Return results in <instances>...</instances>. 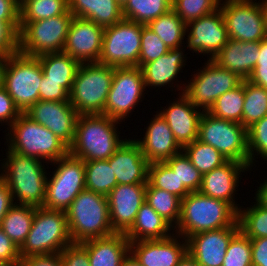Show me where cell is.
Masks as SVG:
<instances>
[{
  "instance_id": "cell-1",
  "label": "cell",
  "mask_w": 267,
  "mask_h": 266,
  "mask_svg": "<svg viewBox=\"0 0 267 266\" xmlns=\"http://www.w3.org/2000/svg\"><path fill=\"white\" fill-rule=\"evenodd\" d=\"M1 162L0 177L7 183L13 201L18 205L43 207L46 198L47 170L44 162L31 156H24L6 149ZM43 162V164H42ZM46 170V171H45ZM19 201V202H18Z\"/></svg>"
},
{
  "instance_id": "cell-2",
  "label": "cell",
  "mask_w": 267,
  "mask_h": 266,
  "mask_svg": "<svg viewBox=\"0 0 267 266\" xmlns=\"http://www.w3.org/2000/svg\"><path fill=\"white\" fill-rule=\"evenodd\" d=\"M119 121L103 114L79 115L69 154L84 160H108L126 140L120 138Z\"/></svg>"
},
{
  "instance_id": "cell-3",
  "label": "cell",
  "mask_w": 267,
  "mask_h": 266,
  "mask_svg": "<svg viewBox=\"0 0 267 266\" xmlns=\"http://www.w3.org/2000/svg\"><path fill=\"white\" fill-rule=\"evenodd\" d=\"M238 212L228 203L190 192L181 200V216L174 234L185 239L205 231L231 227L237 222Z\"/></svg>"
},
{
  "instance_id": "cell-4",
  "label": "cell",
  "mask_w": 267,
  "mask_h": 266,
  "mask_svg": "<svg viewBox=\"0 0 267 266\" xmlns=\"http://www.w3.org/2000/svg\"><path fill=\"white\" fill-rule=\"evenodd\" d=\"M65 213L73 243L115 234L111 227L108 199L104 195L84 189Z\"/></svg>"
},
{
  "instance_id": "cell-5",
  "label": "cell",
  "mask_w": 267,
  "mask_h": 266,
  "mask_svg": "<svg viewBox=\"0 0 267 266\" xmlns=\"http://www.w3.org/2000/svg\"><path fill=\"white\" fill-rule=\"evenodd\" d=\"M7 129L5 143L18 154L35 157L49 164L69 153V148L54 133L24 113Z\"/></svg>"
},
{
  "instance_id": "cell-6",
  "label": "cell",
  "mask_w": 267,
  "mask_h": 266,
  "mask_svg": "<svg viewBox=\"0 0 267 266\" xmlns=\"http://www.w3.org/2000/svg\"><path fill=\"white\" fill-rule=\"evenodd\" d=\"M114 70L99 62L80 64L69 93L70 104L79 115L103 114Z\"/></svg>"
},
{
  "instance_id": "cell-7",
  "label": "cell",
  "mask_w": 267,
  "mask_h": 266,
  "mask_svg": "<svg viewBox=\"0 0 267 266\" xmlns=\"http://www.w3.org/2000/svg\"><path fill=\"white\" fill-rule=\"evenodd\" d=\"M65 211L35 209L30 231L19 248L20 257L60 253L72 244Z\"/></svg>"
},
{
  "instance_id": "cell-8",
  "label": "cell",
  "mask_w": 267,
  "mask_h": 266,
  "mask_svg": "<svg viewBox=\"0 0 267 266\" xmlns=\"http://www.w3.org/2000/svg\"><path fill=\"white\" fill-rule=\"evenodd\" d=\"M42 76L41 64L36 56L24 55L19 51L8 56L3 87L21 113L39 100Z\"/></svg>"
},
{
  "instance_id": "cell-9",
  "label": "cell",
  "mask_w": 267,
  "mask_h": 266,
  "mask_svg": "<svg viewBox=\"0 0 267 266\" xmlns=\"http://www.w3.org/2000/svg\"><path fill=\"white\" fill-rule=\"evenodd\" d=\"M198 140L214 147L228 161L241 162L250 168L247 129L242 124L204 111L199 122Z\"/></svg>"
},
{
  "instance_id": "cell-10",
  "label": "cell",
  "mask_w": 267,
  "mask_h": 266,
  "mask_svg": "<svg viewBox=\"0 0 267 266\" xmlns=\"http://www.w3.org/2000/svg\"><path fill=\"white\" fill-rule=\"evenodd\" d=\"M52 163L56 168L52 175L47 177L43 208L65 211L85 189L84 160L68 153Z\"/></svg>"
},
{
  "instance_id": "cell-11",
  "label": "cell",
  "mask_w": 267,
  "mask_h": 266,
  "mask_svg": "<svg viewBox=\"0 0 267 266\" xmlns=\"http://www.w3.org/2000/svg\"><path fill=\"white\" fill-rule=\"evenodd\" d=\"M203 67L197 70L188 84H182L184 87L178 84L176 87L195 107L208 111L218 97L237 87L242 79L213 60L208 59Z\"/></svg>"
},
{
  "instance_id": "cell-12",
  "label": "cell",
  "mask_w": 267,
  "mask_h": 266,
  "mask_svg": "<svg viewBox=\"0 0 267 266\" xmlns=\"http://www.w3.org/2000/svg\"><path fill=\"white\" fill-rule=\"evenodd\" d=\"M142 24L122 19L104 28L99 63L113 67H139Z\"/></svg>"
},
{
  "instance_id": "cell-13",
  "label": "cell",
  "mask_w": 267,
  "mask_h": 266,
  "mask_svg": "<svg viewBox=\"0 0 267 266\" xmlns=\"http://www.w3.org/2000/svg\"><path fill=\"white\" fill-rule=\"evenodd\" d=\"M73 15L27 22L19 31V52L28 56L62 52Z\"/></svg>"
},
{
  "instance_id": "cell-14",
  "label": "cell",
  "mask_w": 267,
  "mask_h": 266,
  "mask_svg": "<svg viewBox=\"0 0 267 266\" xmlns=\"http://www.w3.org/2000/svg\"><path fill=\"white\" fill-rule=\"evenodd\" d=\"M219 7L229 39L260 42L267 37L261 2H257V0H221Z\"/></svg>"
},
{
  "instance_id": "cell-15",
  "label": "cell",
  "mask_w": 267,
  "mask_h": 266,
  "mask_svg": "<svg viewBox=\"0 0 267 266\" xmlns=\"http://www.w3.org/2000/svg\"><path fill=\"white\" fill-rule=\"evenodd\" d=\"M145 89L140 67H115L103 115L122 122L145 97Z\"/></svg>"
},
{
  "instance_id": "cell-16",
  "label": "cell",
  "mask_w": 267,
  "mask_h": 266,
  "mask_svg": "<svg viewBox=\"0 0 267 266\" xmlns=\"http://www.w3.org/2000/svg\"><path fill=\"white\" fill-rule=\"evenodd\" d=\"M24 114L48 128L68 148L72 145L79 114L70 101L38 100Z\"/></svg>"
},
{
  "instance_id": "cell-17",
  "label": "cell",
  "mask_w": 267,
  "mask_h": 266,
  "mask_svg": "<svg viewBox=\"0 0 267 266\" xmlns=\"http://www.w3.org/2000/svg\"><path fill=\"white\" fill-rule=\"evenodd\" d=\"M187 48L212 60L226 45L228 34L220 7L186 25ZM192 27V28H191Z\"/></svg>"
},
{
  "instance_id": "cell-18",
  "label": "cell",
  "mask_w": 267,
  "mask_h": 266,
  "mask_svg": "<svg viewBox=\"0 0 267 266\" xmlns=\"http://www.w3.org/2000/svg\"><path fill=\"white\" fill-rule=\"evenodd\" d=\"M104 28L95 22L73 17L62 52L80 63L98 62L103 42Z\"/></svg>"
},
{
  "instance_id": "cell-19",
  "label": "cell",
  "mask_w": 267,
  "mask_h": 266,
  "mask_svg": "<svg viewBox=\"0 0 267 266\" xmlns=\"http://www.w3.org/2000/svg\"><path fill=\"white\" fill-rule=\"evenodd\" d=\"M146 184H117L109 195L111 227L115 233H126L133 225L137 212L146 202Z\"/></svg>"
},
{
  "instance_id": "cell-20",
  "label": "cell",
  "mask_w": 267,
  "mask_h": 266,
  "mask_svg": "<svg viewBox=\"0 0 267 266\" xmlns=\"http://www.w3.org/2000/svg\"><path fill=\"white\" fill-rule=\"evenodd\" d=\"M240 231L238 221L231 227L189 236L187 253L200 266H222L231 239Z\"/></svg>"
},
{
  "instance_id": "cell-21",
  "label": "cell",
  "mask_w": 267,
  "mask_h": 266,
  "mask_svg": "<svg viewBox=\"0 0 267 266\" xmlns=\"http://www.w3.org/2000/svg\"><path fill=\"white\" fill-rule=\"evenodd\" d=\"M130 253L142 266H177L187 254V241L174 233L161 240L133 241Z\"/></svg>"
},
{
  "instance_id": "cell-22",
  "label": "cell",
  "mask_w": 267,
  "mask_h": 266,
  "mask_svg": "<svg viewBox=\"0 0 267 266\" xmlns=\"http://www.w3.org/2000/svg\"><path fill=\"white\" fill-rule=\"evenodd\" d=\"M158 113L166 120L175 140L183 148L198 139L199 122L204 111L195 107L184 93ZM167 107V108H166Z\"/></svg>"
},
{
  "instance_id": "cell-23",
  "label": "cell",
  "mask_w": 267,
  "mask_h": 266,
  "mask_svg": "<svg viewBox=\"0 0 267 266\" xmlns=\"http://www.w3.org/2000/svg\"><path fill=\"white\" fill-rule=\"evenodd\" d=\"M250 168L241 162L227 161L222 166L202 175L199 192L203 195L228 202L237 212L240 209L234 199L239 177ZM242 172V173H241ZM235 193V194H234Z\"/></svg>"
},
{
  "instance_id": "cell-24",
  "label": "cell",
  "mask_w": 267,
  "mask_h": 266,
  "mask_svg": "<svg viewBox=\"0 0 267 266\" xmlns=\"http://www.w3.org/2000/svg\"><path fill=\"white\" fill-rule=\"evenodd\" d=\"M150 119L143 138L134 139L141 148L147 162H165L177 153L182 147L175 140L173 132L166 120L158 113Z\"/></svg>"
},
{
  "instance_id": "cell-25",
  "label": "cell",
  "mask_w": 267,
  "mask_h": 266,
  "mask_svg": "<svg viewBox=\"0 0 267 266\" xmlns=\"http://www.w3.org/2000/svg\"><path fill=\"white\" fill-rule=\"evenodd\" d=\"M108 160L117 184H147L149 163L135 140L126 139Z\"/></svg>"
},
{
  "instance_id": "cell-26",
  "label": "cell",
  "mask_w": 267,
  "mask_h": 266,
  "mask_svg": "<svg viewBox=\"0 0 267 266\" xmlns=\"http://www.w3.org/2000/svg\"><path fill=\"white\" fill-rule=\"evenodd\" d=\"M259 46L260 42L228 39L226 45L212 60L242 80H247L259 57Z\"/></svg>"
},
{
  "instance_id": "cell-27",
  "label": "cell",
  "mask_w": 267,
  "mask_h": 266,
  "mask_svg": "<svg viewBox=\"0 0 267 266\" xmlns=\"http://www.w3.org/2000/svg\"><path fill=\"white\" fill-rule=\"evenodd\" d=\"M182 46L169 49L157 60L147 62L140 68L142 71L145 87H175L173 84L178 74L185 67L187 59H185ZM185 59V60H184ZM176 78V79H175ZM172 86H171V85Z\"/></svg>"
},
{
  "instance_id": "cell-28",
  "label": "cell",
  "mask_w": 267,
  "mask_h": 266,
  "mask_svg": "<svg viewBox=\"0 0 267 266\" xmlns=\"http://www.w3.org/2000/svg\"><path fill=\"white\" fill-rule=\"evenodd\" d=\"M88 252L90 266H121L130 253V241L124 233L80 243Z\"/></svg>"
},
{
  "instance_id": "cell-29",
  "label": "cell",
  "mask_w": 267,
  "mask_h": 266,
  "mask_svg": "<svg viewBox=\"0 0 267 266\" xmlns=\"http://www.w3.org/2000/svg\"><path fill=\"white\" fill-rule=\"evenodd\" d=\"M68 10L73 17L110 27L123 19L119 0H68Z\"/></svg>"
},
{
  "instance_id": "cell-30",
  "label": "cell",
  "mask_w": 267,
  "mask_h": 266,
  "mask_svg": "<svg viewBox=\"0 0 267 266\" xmlns=\"http://www.w3.org/2000/svg\"><path fill=\"white\" fill-rule=\"evenodd\" d=\"M171 230L174 231V227L145 202L125 236L130 242L161 240L172 236Z\"/></svg>"
},
{
  "instance_id": "cell-31",
  "label": "cell",
  "mask_w": 267,
  "mask_h": 266,
  "mask_svg": "<svg viewBox=\"0 0 267 266\" xmlns=\"http://www.w3.org/2000/svg\"><path fill=\"white\" fill-rule=\"evenodd\" d=\"M36 57L41 64L44 82L59 83L70 93L81 63L64 52L45 53Z\"/></svg>"
},
{
  "instance_id": "cell-32",
  "label": "cell",
  "mask_w": 267,
  "mask_h": 266,
  "mask_svg": "<svg viewBox=\"0 0 267 266\" xmlns=\"http://www.w3.org/2000/svg\"><path fill=\"white\" fill-rule=\"evenodd\" d=\"M36 207L14 204L1 221L0 227L20 248L30 231Z\"/></svg>"
},
{
  "instance_id": "cell-33",
  "label": "cell",
  "mask_w": 267,
  "mask_h": 266,
  "mask_svg": "<svg viewBox=\"0 0 267 266\" xmlns=\"http://www.w3.org/2000/svg\"><path fill=\"white\" fill-rule=\"evenodd\" d=\"M172 9V0H125L122 16L133 22L147 25Z\"/></svg>"
},
{
  "instance_id": "cell-34",
  "label": "cell",
  "mask_w": 267,
  "mask_h": 266,
  "mask_svg": "<svg viewBox=\"0 0 267 266\" xmlns=\"http://www.w3.org/2000/svg\"><path fill=\"white\" fill-rule=\"evenodd\" d=\"M148 26L151 31L169 48L182 46L186 35V24L179 18L173 9L150 21Z\"/></svg>"
},
{
  "instance_id": "cell-35",
  "label": "cell",
  "mask_w": 267,
  "mask_h": 266,
  "mask_svg": "<svg viewBox=\"0 0 267 266\" xmlns=\"http://www.w3.org/2000/svg\"><path fill=\"white\" fill-rule=\"evenodd\" d=\"M19 27L27 23L63 15L68 11V0H22L19 4Z\"/></svg>"
},
{
  "instance_id": "cell-36",
  "label": "cell",
  "mask_w": 267,
  "mask_h": 266,
  "mask_svg": "<svg viewBox=\"0 0 267 266\" xmlns=\"http://www.w3.org/2000/svg\"><path fill=\"white\" fill-rule=\"evenodd\" d=\"M85 189L108 196L110 191L117 186V180L109 160H94L84 162Z\"/></svg>"
},
{
  "instance_id": "cell-37",
  "label": "cell",
  "mask_w": 267,
  "mask_h": 266,
  "mask_svg": "<svg viewBox=\"0 0 267 266\" xmlns=\"http://www.w3.org/2000/svg\"><path fill=\"white\" fill-rule=\"evenodd\" d=\"M146 203L149 204L160 216L174 228L181 216V199L162 189L146 184Z\"/></svg>"
},
{
  "instance_id": "cell-38",
  "label": "cell",
  "mask_w": 267,
  "mask_h": 266,
  "mask_svg": "<svg viewBox=\"0 0 267 266\" xmlns=\"http://www.w3.org/2000/svg\"><path fill=\"white\" fill-rule=\"evenodd\" d=\"M244 80L232 90L218 97L207 111L214 117L242 124Z\"/></svg>"
},
{
  "instance_id": "cell-39",
  "label": "cell",
  "mask_w": 267,
  "mask_h": 266,
  "mask_svg": "<svg viewBox=\"0 0 267 266\" xmlns=\"http://www.w3.org/2000/svg\"><path fill=\"white\" fill-rule=\"evenodd\" d=\"M242 125L247 129L267 115V89L244 80Z\"/></svg>"
},
{
  "instance_id": "cell-40",
  "label": "cell",
  "mask_w": 267,
  "mask_h": 266,
  "mask_svg": "<svg viewBox=\"0 0 267 266\" xmlns=\"http://www.w3.org/2000/svg\"><path fill=\"white\" fill-rule=\"evenodd\" d=\"M182 150L202 175L222 166L228 161L214 147L198 139L185 145Z\"/></svg>"
},
{
  "instance_id": "cell-41",
  "label": "cell",
  "mask_w": 267,
  "mask_h": 266,
  "mask_svg": "<svg viewBox=\"0 0 267 266\" xmlns=\"http://www.w3.org/2000/svg\"><path fill=\"white\" fill-rule=\"evenodd\" d=\"M147 182L155 188L165 190L178 196L181 200L190 192L179 182L177 174L165 162L150 163Z\"/></svg>"
},
{
  "instance_id": "cell-42",
  "label": "cell",
  "mask_w": 267,
  "mask_h": 266,
  "mask_svg": "<svg viewBox=\"0 0 267 266\" xmlns=\"http://www.w3.org/2000/svg\"><path fill=\"white\" fill-rule=\"evenodd\" d=\"M254 203L247 208L241 206L238 210L239 229L250 239L267 237V208Z\"/></svg>"
},
{
  "instance_id": "cell-43",
  "label": "cell",
  "mask_w": 267,
  "mask_h": 266,
  "mask_svg": "<svg viewBox=\"0 0 267 266\" xmlns=\"http://www.w3.org/2000/svg\"><path fill=\"white\" fill-rule=\"evenodd\" d=\"M165 163L177 174L179 182L189 192L199 191L202 183V174L193 166L183 150L166 160Z\"/></svg>"
},
{
  "instance_id": "cell-44",
  "label": "cell",
  "mask_w": 267,
  "mask_h": 266,
  "mask_svg": "<svg viewBox=\"0 0 267 266\" xmlns=\"http://www.w3.org/2000/svg\"><path fill=\"white\" fill-rule=\"evenodd\" d=\"M221 0H172V9L187 25L189 22L212 13Z\"/></svg>"
},
{
  "instance_id": "cell-45",
  "label": "cell",
  "mask_w": 267,
  "mask_h": 266,
  "mask_svg": "<svg viewBox=\"0 0 267 266\" xmlns=\"http://www.w3.org/2000/svg\"><path fill=\"white\" fill-rule=\"evenodd\" d=\"M251 239L239 231L230 241L222 266H252Z\"/></svg>"
},
{
  "instance_id": "cell-46",
  "label": "cell",
  "mask_w": 267,
  "mask_h": 266,
  "mask_svg": "<svg viewBox=\"0 0 267 266\" xmlns=\"http://www.w3.org/2000/svg\"><path fill=\"white\" fill-rule=\"evenodd\" d=\"M247 144L250 169L255 155L267 160V115L247 128Z\"/></svg>"
},
{
  "instance_id": "cell-47",
  "label": "cell",
  "mask_w": 267,
  "mask_h": 266,
  "mask_svg": "<svg viewBox=\"0 0 267 266\" xmlns=\"http://www.w3.org/2000/svg\"><path fill=\"white\" fill-rule=\"evenodd\" d=\"M169 48L151 29L142 24L141 48L139 55V67L147 62L157 60L166 54Z\"/></svg>"
},
{
  "instance_id": "cell-48",
  "label": "cell",
  "mask_w": 267,
  "mask_h": 266,
  "mask_svg": "<svg viewBox=\"0 0 267 266\" xmlns=\"http://www.w3.org/2000/svg\"><path fill=\"white\" fill-rule=\"evenodd\" d=\"M19 21H0V55L10 56L19 51Z\"/></svg>"
},
{
  "instance_id": "cell-49",
  "label": "cell",
  "mask_w": 267,
  "mask_h": 266,
  "mask_svg": "<svg viewBox=\"0 0 267 266\" xmlns=\"http://www.w3.org/2000/svg\"><path fill=\"white\" fill-rule=\"evenodd\" d=\"M63 266H90L87 250L80 243H72L61 252Z\"/></svg>"
},
{
  "instance_id": "cell-50",
  "label": "cell",
  "mask_w": 267,
  "mask_h": 266,
  "mask_svg": "<svg viewBox=\"0 0 267 266\" xmlns=\"http://www.w3.org/2000/svg\"><path fill=\"white\" fill-rule=\"evenodd\" d=\"M22 113L14 104L13 99L4 87H0V123L9 127ZM3 121V122H2Z\"/></svg>"
},
{
  "instance_id": "cell-51",
  "label": "cell",
  "mask_w": 267,
  "mask_h": 266,
  "mask_svg": "<svg viewBox=\"0 0 267 266\" xmlns=\"http://www.w3.org/2000/svg\"><path fill=\"white\" fill-rule=\"evenodd\" d=\"M39 100L69 101V93L59 83L44 82L43 75L39 88Z\"/></svg>"
},
{
  "instance_id": "cell-52",
  "label": "cell",
  "mask_w": 267,
  "mask_h": 266,
  "mask_svg": "<svg viewBox=\"0 0 267 266\" xmlns=\"http://www.w3.org/2000/svg\"><path fill=\"white\" fill-rule=\"evenodd\" d=\"M21 257L18 246L8 237L0 227V261L20 262Z\"/></svg>"
},
{
  "instance_id": "cell-53",
  "label": "cell",
  "mask_w": 267,
  "mask_h": 266,
  "mask_svg": "<svg viewBox=\"0 0 267 266\" xmlns=\"http://www.w3.org/2000/svg\"><path fill=\"white\" fill-rule=\"evenodd\" d=\"M19 266H63L60 253L31 255L21 258Z\"/></svg>"
},
{
  "instance_id": "cell-54",
  "label": "cell",
  "mask_w": 267,
  "mask_h": 266,
  "mask_svg": "<svg viewBox=\"0 0 267 266\" xmlns=\"http://www.w3.org/2000/svg\"><path fill=\"white\" fill-rule=\"evenodd\" d=\"M252 266H267V237L251 239Z\"/></svg>"
},
{
  "instance_id": "cell-55",
  "label": "cell",
  "mask_w": 267,
  "mask_h": 266,
  "mask_svg": "<svg viewBox=\"0 0 267 266\" xmlns=\"http://www.w3.org/2000/svg\"><path fill=\"white\" fill-rule=\"evenodd\" d=\"M19 3L15 0H0V21H19Z\"/></svg>"
},
{
  "instance_id": "cell-56",
  "label": "cell",
  "mask_w": 267,
  "mask_h": 266,
  "mask_svg": "<svg viewBox=\"0 0 267 266\" xmlns=\"http://www.w3.org/2000/svg\"><path fill=\"white\" fill-rule=\"evenodd\" d=\"M12 193L7 183L0 177V224L9 209L14 205Z\"/></svg>"
},
{
  "instance_id": "cell-57",
  "label": "cell",
  "mask_w": 267,
  "mask_h": 266,
  "mask_svg": "<svg viewBox=\"0 0 267 266\" xmlns=\"http://www.w3.org/2000/svg\"><path fill=\"white\" fill-rule=\"evenodd\" d=\"M247 80L256 86L267 89V64L255 65Z\"/></svg>"
},
{
  "instance_id": "cell-58",
  "label": "cell",
  "mask_w": 267,
  "mask_h": 266,
  "mask_svg": "<svg viewBox=\"0 0 267 266\" xmlns=\"http://www.w3.org/2000/svg\"><path fill=\"white\" fill-rule=\"evenodd\" d=\"M255 201L264 208H267V178L261 183L255 193Z\"/></svg>"
},
{
  "instance_id": "cell-59",
  "label": "cell",
  "mask_w": 267,
  "mask_h": 266,
  "mask_svg": "<svg viewBox=\"0 0 267 266\" xmlns=\"http://www.w3.org/2000/svg\"><path fill=\"white\" fill-rule=\"evenodd\" d=\"M267 64V37L260 41L259 57L256 65Z\"/></svg>"
},
{
  "instance_id": "cell-60",
  "label": "cell",
  "mask_w": 267,
  "mask_h": 266,
  "mask_svg": "<svg viewBox=\"0 0 267 266\" xmlns=\"http://www.w3.org/2000/svg\"><path fill=\"white\" fill-rule=\"evenodd\" d=\"M177 266H200L188 253L182 258Z\"/></svg>"
},
{
  "instance_id": "cell-61",
  "label": "cell",
  "mask_w": 267,
  "mask_h": 266,
  "mask_svg": "<svg viewBox=\"0 0 267 266\" xmlns=\"http://www.w3.org/2000/svg\"><path fill=\"white\" fill-rule=\"evenodd\" d=\"M121 266H142L137 259L129 253L127 257L123 260Z\"/></svg>"
},
{
  "instance_id": "cell-62",
  "label": "cell",
  "mask_w": 267,
  "mask_h": 266,
  "mask_svg": "<svg viewBox=\"0 0 267 266\" xmlns=\"http://www.w3.org/2000/svg\"><path fill=\"white\" fill-rule=\"evenodd\" d=\"M7 56L0 55V87H3L4 70L7 63Z\"/></svg>"
},
{
  "instance_id": "cell-63",
  "label": "cell",
  "mask_w": 267,
  "mask_h": 266,
  "mask_svg": "<svg viewBox=\"0 0 267 266\" xmlns=\"http://www.w3.org/2000/svg\"><path fill=\"white\" fill-rule=\"evenodd\" d=\"M261 6H262V9H263L264 21H265L266 32H267V0H262L261 1Z\"/></svg>"
},
{
  "instance_id": "cell-64",
  "label": "cell",
  "mask_w": 267,
  "mask_h": 266,
  "mask_svg": "<svg viewBox=\"0 0 267 266\" xmlns=\"http://www.w3.org/2000/svg\"><path fill=\"white\" fill-rule=\"evenodd\" d=\"M20 262H2L0 261V266H19Z\"/></svg>"
}]
</instances>
